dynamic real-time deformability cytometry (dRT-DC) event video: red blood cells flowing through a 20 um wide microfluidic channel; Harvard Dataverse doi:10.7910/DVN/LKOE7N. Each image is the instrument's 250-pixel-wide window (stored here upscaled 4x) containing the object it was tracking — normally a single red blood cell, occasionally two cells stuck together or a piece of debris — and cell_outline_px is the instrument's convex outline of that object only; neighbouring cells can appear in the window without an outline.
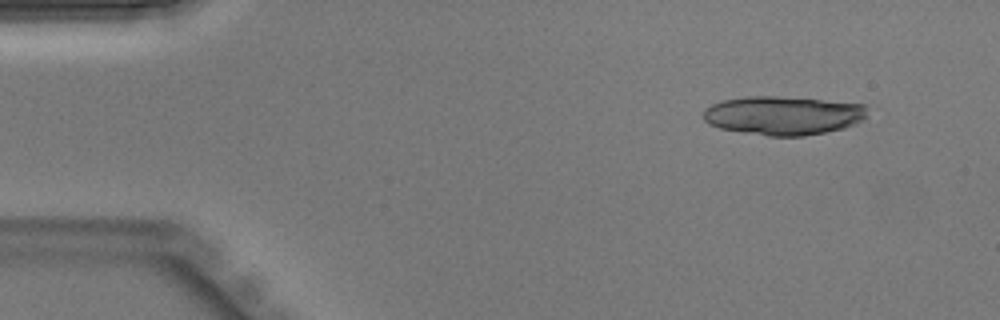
{"species": "Egyptian fruit bat (a non-hibernating species)", "species_latin": "Rousettus aegyptiacus", "temperature_condition": "warm", "stored_images_in_passage": 39, "camera_frame_rate_fps": 3000, "um_per_image_px": 0.085, "animal": {"sex": "male"}, "frame": {"image": 1, "passage_image": 1, "time_ms": 0.0, "image_size_px": [1000, 320], "cell_outline_px": [[868, 104], [864, 116], [856, 124], [844, 128], [804, 136], [768, 136], [720, 128], [708, 124], [704, 120], [704, 108], [712, 104], [724, 100], [748, 96], [776, 96]], "centroid_in_image_um": [66.56, 9.81], "position_along_channel_um": 18.4, "area_um2": 36.93}}
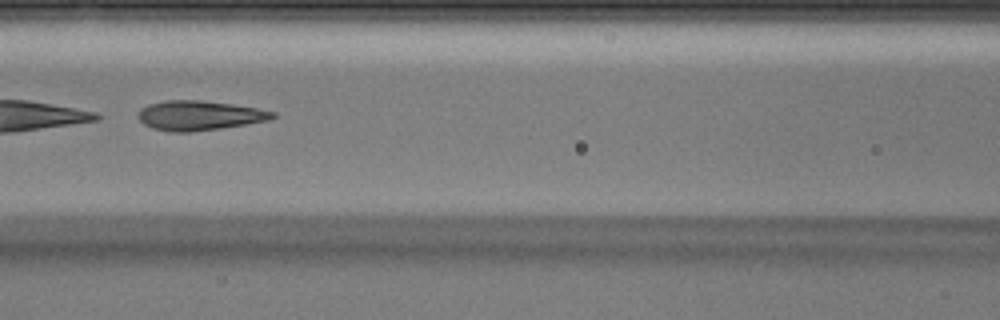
{"frame": {"image": 2, "passage_image": 16, "time_ms": 5.0, "image_size_px": [1000, 320], "cell_outline_px": [[276, 116], [268, 120], [220, 128], [192, 132], [168, 132], [152, 128], [144, 124], [136, 116], [140, 108], [148, 104], [164, 100], [200, 100], [232, 104], [256, 108], [276, 112]], "centroid_in_image_um": [16.88, 9.81], "position_along_channel_um": 149.7, "area_um2": 23.24}}
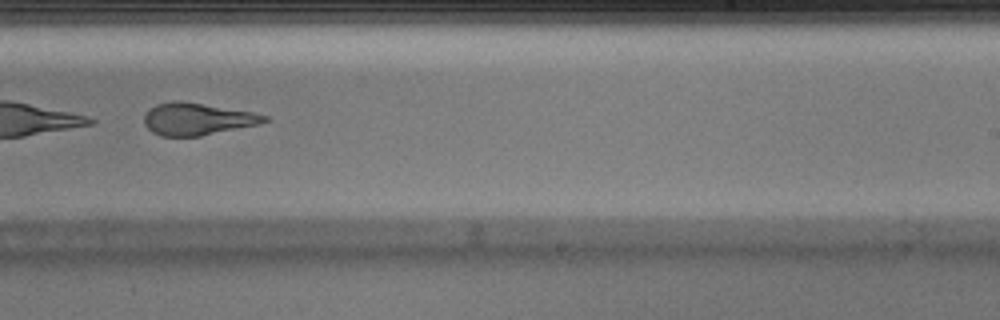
{"frame": {"image": 3, "passage_image": 24, "time_ms": 7.667, "image_size_px": [1000, 320], "cell_outline_px": [[268, 120], [260, 124], [200, 136], [160, 136], [152, 132], [144, 124], [144, 116], [148, 108], [156, 104], [172, 100], [184, 100], [252, 112], [268, 116]], "centroid_in_image_um": [16.73, 10.1], "position_along_channel_um": 272.3, "area_um2": 22.77}}